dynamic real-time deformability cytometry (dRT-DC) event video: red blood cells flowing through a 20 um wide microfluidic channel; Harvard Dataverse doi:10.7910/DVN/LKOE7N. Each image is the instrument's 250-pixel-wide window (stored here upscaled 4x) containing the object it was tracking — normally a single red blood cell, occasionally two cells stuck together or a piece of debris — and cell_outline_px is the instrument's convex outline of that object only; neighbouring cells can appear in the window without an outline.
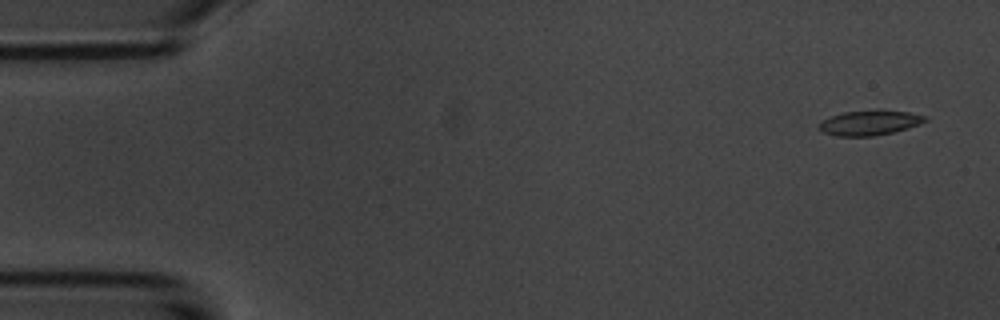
{"species": "common noctule bat (a hibernating species)", "species_latin": "Nyctalus noctula", "temperature_condition": "room temperature", "stored_images_in_passage": 6, "camera_frame_rate_fps": 3000, "um_per_image_px": 0.085, "animal": {"sex": "male", "body_mass_g": 20.1, "forearm_length_mm": 53.5}, "frame": {"image": 1, "passage_image": 1, "time_ms": 0.0, "image_size_px": [1000, 320], "cell_outline_px": [[928, 120], [920, 124], [908, 128], [892, 132], [872, 136], [836, 136], [824, 132], [820, 128], [820, 124], [824, 120], [832, 116], [844, 112], [876, 108], [880, 108], [908, 112], [928, 116]], "centroid_in_image_um": [74.0, 10.4], "position_along_channel_um": 11.0, "area_um2": 15.61}}
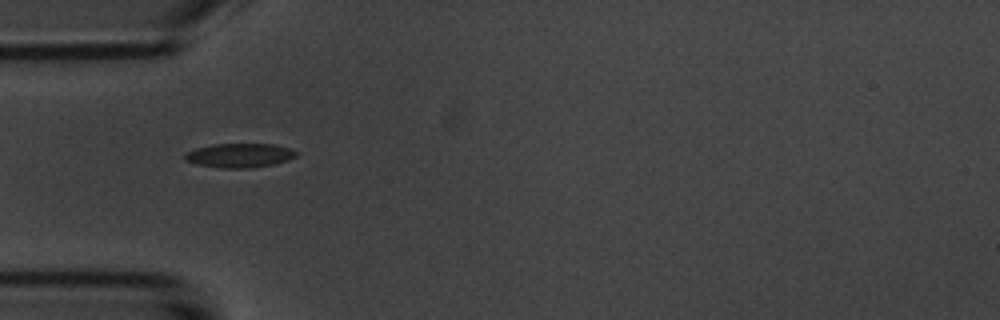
{"frame": {"image": 2, "passage_image": 5, "time_ms": 4.667, "image_size_px": [1000, 320], "cell_outline_px": [[300, 152], [296, 156], [288, 160], [276, 164], [252, 168], [220, 168], [196, 164], [184, 160], [184, 152], [196, 148], [212, 144], [276, 144]], "centroid_in_image_um": [20.36, 13.21], "position_along_channel_um": 64.6, "area_um2": 15.95}}